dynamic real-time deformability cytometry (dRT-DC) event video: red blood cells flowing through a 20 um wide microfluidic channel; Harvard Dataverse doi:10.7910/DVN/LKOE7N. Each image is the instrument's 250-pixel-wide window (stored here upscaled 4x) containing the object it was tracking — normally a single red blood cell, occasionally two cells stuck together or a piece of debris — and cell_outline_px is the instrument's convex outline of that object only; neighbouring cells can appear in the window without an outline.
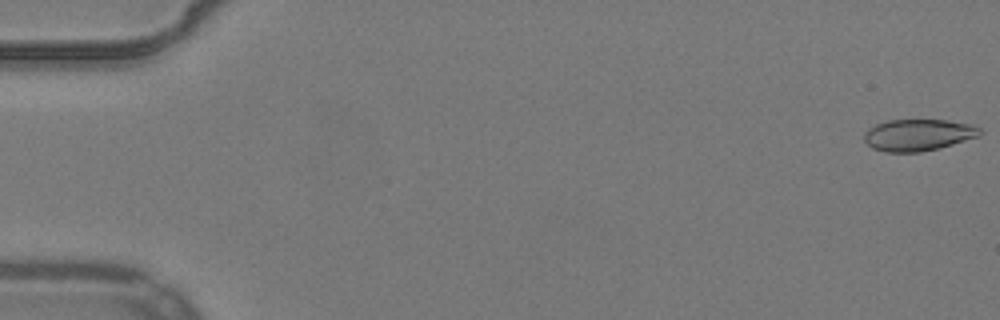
{"species": "common noctule bat (a hibernating species)", "species_latin": "Nyctalus noctula", "temperature_condition": "warm", "stored_images_in_passage": 54, "camera_frame_rate_fps": 3000, "um_per_image_px": 0.085, "animal": {"sex": "male", "body_mass_g": 19.2, "forearm_length_mm": 51.8}, "frame": {"image": 1, "passage_image": 1, "time_ms": 0.0, "image_size_px": [1000, 320], "cell_outline_px": [[984, 132], [980, 136], [940, 148], [920, 152], [884, 152], [872, 148], [864, 140], [864, 132], [868, 128], [876, 124], [888, 120], [948, 120], [976, 124]], "centroid_in_image_um": [78.09, 11.46], "position_along_channel_um": 6.9, "area_um2": 21.73}}
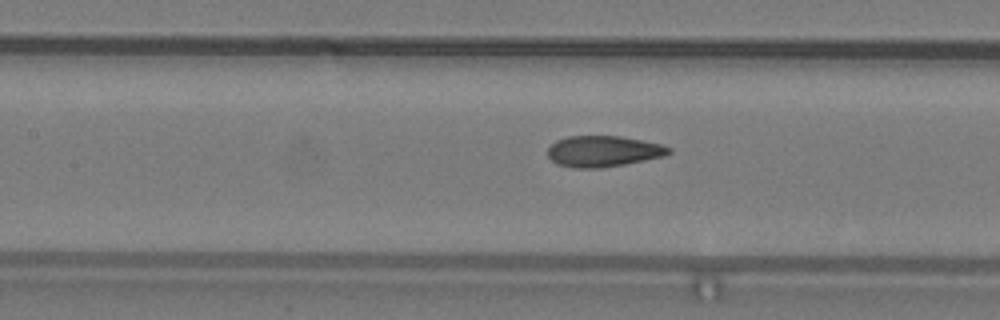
{"frame": {"image": 2, "passage_image": 25, "time_ms": 8.0, "image_size_px": [1000, 320], "cell_outline_px": [[672, 152], [664, 156], [624, 164], [600, 168], [576, 168], [556, 164], [548, 156], [548, 148], [556, 140], [568, 136], [620, 136], [664, 144], [672, 148]], "centroid_in_image_um": [51.3, 12.85], "position_along_channel_um": 156.1, "area_um2": 21.96}}
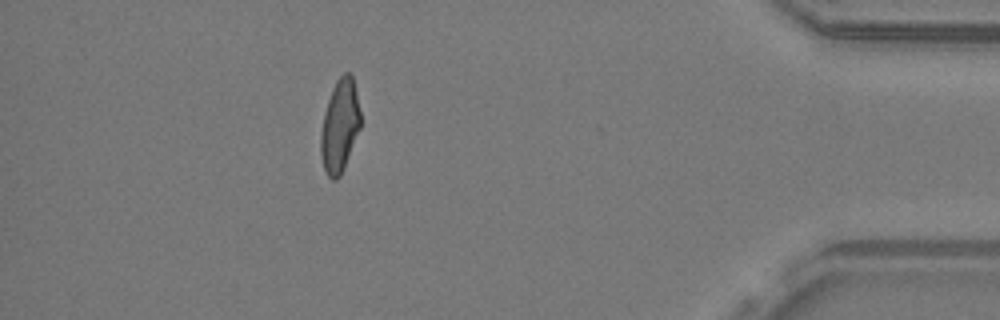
{"frame": {"image": 3, "passage_image": 48, "time_ms": 15.667, "image_size_px": [1000, 320], "cell_outline_px": [[360, 128], [340, 176], [336, 180], [332, 180], [328, 176], [324, 168], [320, 152], [320, 136], [324, 112], [332, 88], [336, 80], [344, 72], [352, 72], [360, 112]], "centroid_in_image_um": [28.87, 10.67], "position_along_channel_um": 406.3, "area_um2": 21.39}, "authors_computed_cell_mechanics": {"area_um2": 21.964, "velocity_mm_per_s": 3.9069, "shape_relaxation_time_tau1_ms": null, "shape_relaxation_time_tau2_ms": 1.2751, "deformation_change_tau1": null, "deformation_change_tau2": 0.0836}}